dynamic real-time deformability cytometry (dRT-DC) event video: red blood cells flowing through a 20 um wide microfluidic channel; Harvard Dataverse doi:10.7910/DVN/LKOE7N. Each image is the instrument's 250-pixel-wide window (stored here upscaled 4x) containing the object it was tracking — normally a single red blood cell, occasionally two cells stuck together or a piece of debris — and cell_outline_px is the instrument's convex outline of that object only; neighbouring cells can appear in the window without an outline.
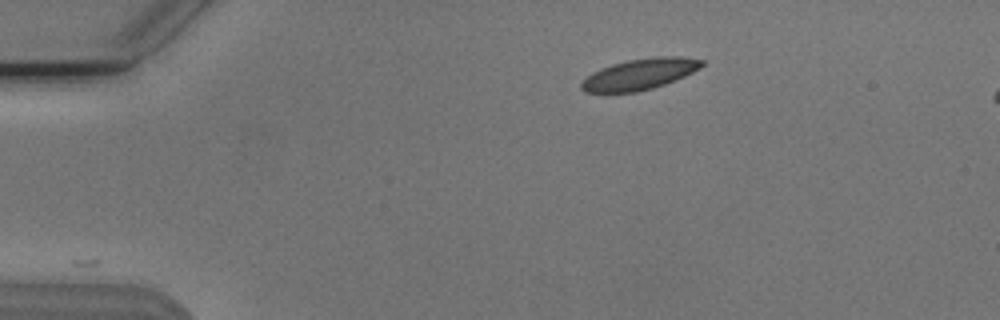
{"species": "Egyptian fruit bat (a non-hibernating species)", "species_latin": "Rousettus aegyptiacus", "temperature_condition": "cold", "stored_images_in_passage": 25, "camera_frame_rate_fps": 3000, "um_per_image_px": 0.085, "animal": {"sex": "male"}, "frame": {"image": 1, "passage_image": 1, "time_ms": 0.0, "image_size_px": [1000, 320], "cell_outline_px": [[704, 64], [700, 68], [684, 76], [664, 84], [652, 88], [636, 92], [584, 92], [580, 88], [580, 84], [592, 72], [600, 68], [612, 64], [628, 60], [656, 56], [680, 56], [704, 60]], "centroid_in_image_um": [54.37, 6.29], "position_along_channel_um": 30.6, "area_um2": 21.62}}
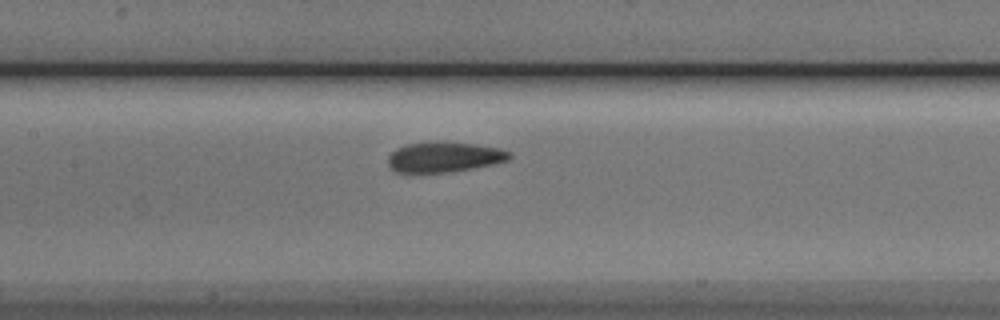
{"frame": {"image": 2, "passage_image": 17, "time_ms": 5.333, "image_size_px": [1000, 320], "cell_outline_px": [[512, 156], [508, 160], [492, 164], [472, 168], [448, 172], [396, 172], [388, 164], [388, 156], [396, 148], [408, 144], [428, 140], [444, 140], [476, 144], [500, 148], [512, 152]], "centroid_in_image_um": [37.77, 13.31], "position_along_channel_um": 169.6, "area_um2": 21.79}}
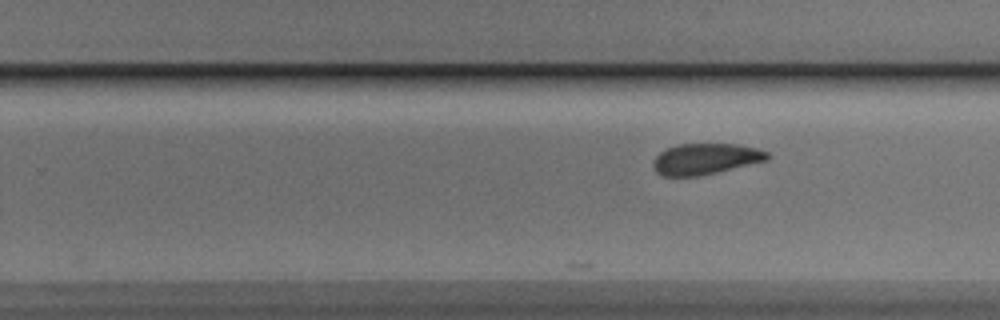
{"frame": {"image": 3, "passage_image": 25, "time_ms": 8.0, "image_size_px": [1000, 320], "cell_outline_px": [[768, 160], [716, 172], [696, 176], [664, 176], [656, 172], [652, 164], [656, 156], [664, 148], [676, 144], [740, 144], [756, 148], [768, 152]], "centroid_in_image_um": [59.93, 13.49], "position_along_channel_um": 269.9, "area_um2": 20.58}}